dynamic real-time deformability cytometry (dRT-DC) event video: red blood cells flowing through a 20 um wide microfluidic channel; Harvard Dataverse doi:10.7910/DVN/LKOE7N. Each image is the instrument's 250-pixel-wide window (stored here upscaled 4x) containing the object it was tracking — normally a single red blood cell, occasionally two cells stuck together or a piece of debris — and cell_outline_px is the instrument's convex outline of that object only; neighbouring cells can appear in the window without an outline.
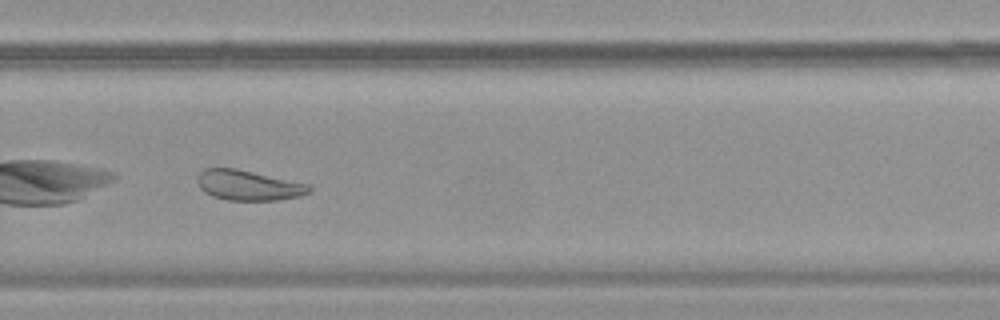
{"species": "common noctule bat (a hibernating species)", "species_latin": "Nyctalus noctula", "temperature_condition": "warm", "stored_images_in_passage": 35, "camera_frame_rate_fps": 3000, "um_per_image_px": 0.085, "animal": {"sex": "female", "body_mass_g": 19.9}, "frame": {"image": 1, "passage_image": 20, "time_ms": 6.333, "image_size_px": [1000, 320], "cell_outline_px": [[312, 192], [300, 196], [276, 200], [228, 200], [212, 196], [204, 192], [200, 188], [196, 180], [196, 176], [204, 168], [236, 168], [308, 184], [312, 188]], "centroid_in_image_um": [21.09, 15.75], "position_along_channel_um": 308.7, "area_um2": 19.71}, "authors_computed_cell_mechanics": {"area_um2": 19.7098, "velocity_mm_per_s": 3.7638, "shape_relaxation_time_tau1_ms": null, "shape_relaxation_time_tau2_ms": 4.7693, "deformation_change_tau1": null, "deformation_change_tau2": 0.1151}}